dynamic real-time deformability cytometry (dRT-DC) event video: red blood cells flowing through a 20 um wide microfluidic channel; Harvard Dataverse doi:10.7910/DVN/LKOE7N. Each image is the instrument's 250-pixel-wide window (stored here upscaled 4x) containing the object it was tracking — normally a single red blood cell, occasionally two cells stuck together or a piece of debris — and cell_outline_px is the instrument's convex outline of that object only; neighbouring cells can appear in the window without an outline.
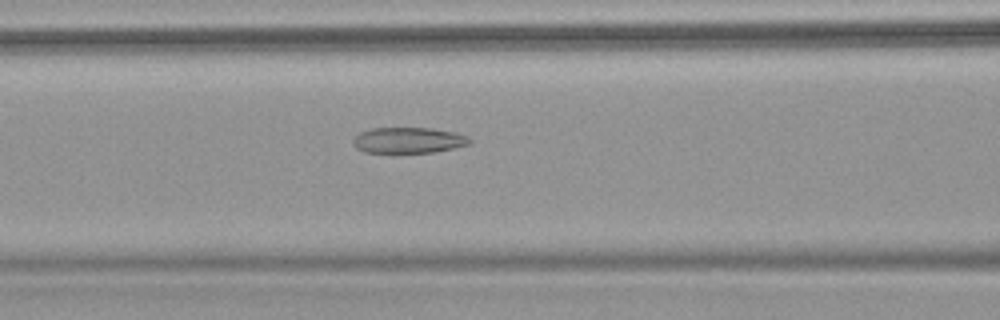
{"species": "common noctule bat (a hibernating species)", "species_latin": "Nyctalus noctula", "temperature_condition": "warm", "stored_images_in_passage": 4, "camera_frame_rate_fps": 3000, "um_per_image_px": 0.085, "animal": {"sex": "female", "body_mass_g": 18.4}, "frame": {"image": 1, "passage_image": 4, "time_ms": 1.0, "image_size_px": [1000, 320], "cell_outline_px": [[472, 140], [468, 144], [452, 148], [432, 152], [364, 152], [356, 148], [352, 144], [352, 140], [360, 132], [372, 128], [432, 128], [456, 132], [468, 136]], "centroid_in_image_um": [34.7, 11.91], "position_along_channel_um": 131.9, "area_um2": 17.46}}